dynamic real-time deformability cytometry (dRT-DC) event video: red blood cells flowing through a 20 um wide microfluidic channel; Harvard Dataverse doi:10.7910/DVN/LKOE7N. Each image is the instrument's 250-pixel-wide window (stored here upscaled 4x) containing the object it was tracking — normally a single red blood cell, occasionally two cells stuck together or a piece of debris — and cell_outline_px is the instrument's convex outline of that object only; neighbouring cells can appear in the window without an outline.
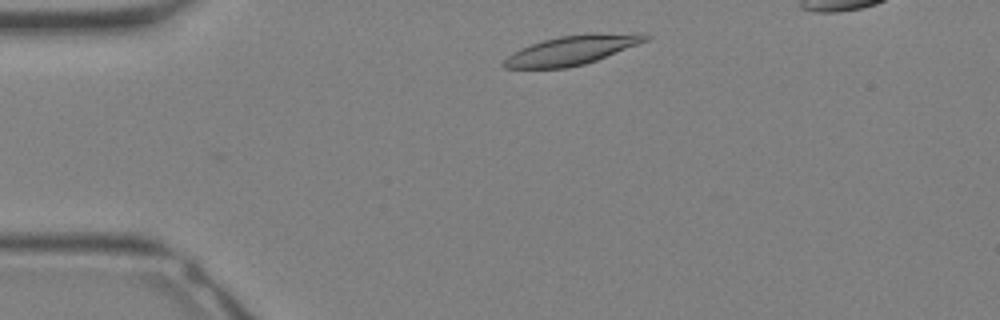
{"species": "Egyptian fruit bat (a non-hibernating species)", "species_latin": "Rousettus aegyptiacus", "temperature_condition": "warm", "stored_images_in_passage": 7, "camera_frame_rate_fps": 3000, "um_per_image_px": 0.085, "animal": {"sex": "female"}, "frame": {"image": 1, "passage_image": 2, "time_ms": 0.333, "image_size_px": [1000, 320], "cell_outline_px": [[652, 36], [648, 40], [596, 60], [584, 64], [564, 68], [504, 68], [500, 64], [512, 52], [520, 48], [544, 40], [560, 36], [636, 32], [644, 32]], "centroid_in_image_um": [48.61, 4.27], "position_along_channel_um": 36.4, "area_um2": 23.76}}
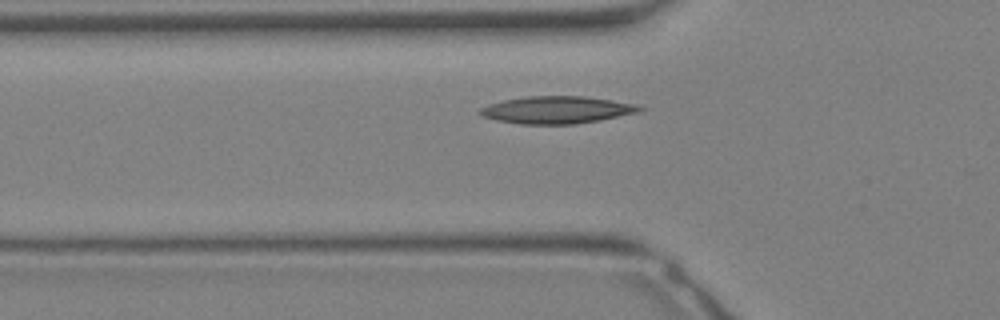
{"frame": {"image": 2, "passage_image": 6, "time_ms": 1.667, "image_size_px": [1000, 320], "cell_outline_px": [[644, 108], [640, 112], [600, 120], [576, 124], [520, 124], [496, 120], [484, 116], [480, 112], [480, 108], [488, 104], [504, 100], [528, 96], [584, 96], [612, 100], [636, 104]], "centroid_in_image_um": [47.36, 9.34], "position_along_channel_um": 78.4, "area_um2": 25.32}}